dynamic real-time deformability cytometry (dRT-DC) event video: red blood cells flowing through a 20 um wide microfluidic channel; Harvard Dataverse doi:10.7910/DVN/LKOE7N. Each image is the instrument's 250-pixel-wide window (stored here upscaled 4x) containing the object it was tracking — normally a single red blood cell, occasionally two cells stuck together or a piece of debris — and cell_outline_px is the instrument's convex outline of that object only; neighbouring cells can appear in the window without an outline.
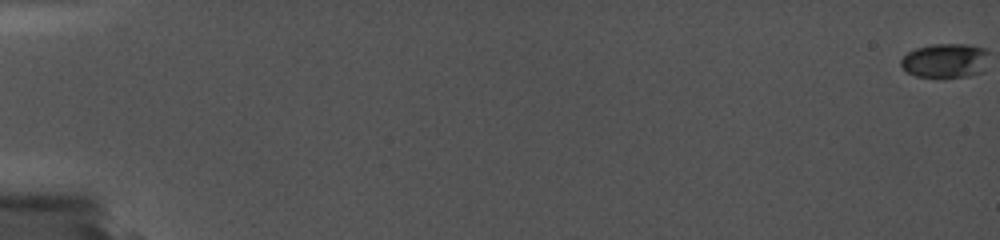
{"species": "common noctule bat (a hibernating species)", "species_latin": "Nyctalus noctula", "temperature_condition": "cold", "stored_images_in_passage": 2, "camera_frame_rate_fps": 5000, "um_per_image_px": 0.085, "animal": {"sex": "female", "body_mass_g": 19.0, "forearm_length_mm": 56.7}, "frame": {"image": 1, "passage_image": 2, "time_ms": 0.8, "image_size_px": [1000, 240], "cell_outline_px": [[984, 52], [956, 76], [920, 76], [904, 68], [900, 64], [900, 60], [908, 52], [916, 48], [932, 44], [968, 44], [984, 48]], "centroid_in_image_um": [79.96, 5.04], "position_along_channel_um": 5.0, "area_um2": 14.74}}